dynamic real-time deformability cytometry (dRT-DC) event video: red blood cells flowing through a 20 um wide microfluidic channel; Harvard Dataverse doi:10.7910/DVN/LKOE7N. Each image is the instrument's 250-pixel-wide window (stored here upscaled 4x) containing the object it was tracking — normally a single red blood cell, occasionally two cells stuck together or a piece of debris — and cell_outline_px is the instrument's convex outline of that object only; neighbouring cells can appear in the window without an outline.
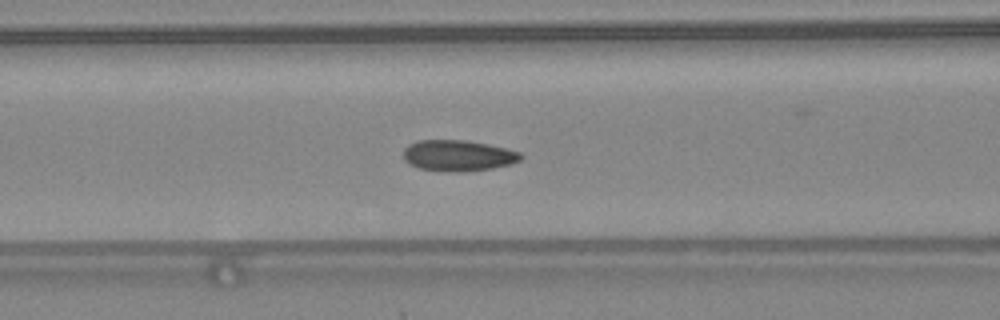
{"species": "common noctule bat (a hibernating species)", "species_latin": "Nyctalus noctula", "temperature_condition": "warm", "stored_images_in_passage": 49, "camera_frame_rate_fps": 3000, "um_per_image_px": 0.085, "animal": {"sex": "female", "body_mass_g": 24.6, "forearm_length_mm": 56.2}, "frame": {"image": 1, "passage_image": 21, "time_ms": 6.667, "image_size_px": [1000, 320], "cell_outline_px": [[524, 156], [520, 160], [512, 164], [492, 168], [460, 172], [452, 172], [420, 168], [404, 160], [404, 148], [408, 144], [416, 140], [464, 140], [488, 144], [520, 152]], "centroid_in_image_um": [38.95, 13.21], "position_along_channel_um": 127.7, "area_um2": 21.15}}
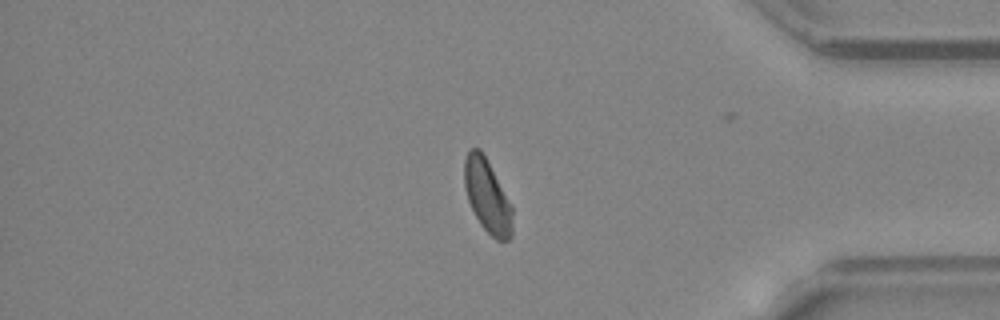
{"frame": {"image": 2, "passage_image": 41, "time_ms": 13.333, "image_size_px": [1000, 320], "cell_outline_px": [[512, 236], [508, 240], [496, 240], [480, 224], [468, 200], [464, 184], [464, 160], [468, 152], [472, 148], [480, 148], [512, 208]], "centroid_in_image_um": [41.4, 16.69], "position_along_channel_um": 393.8, "area_um2": 19.88}}
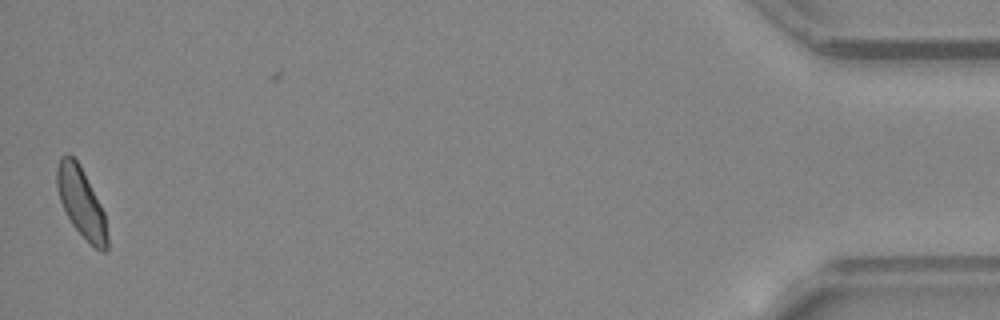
{"frame": {"image": 3, "passage_image": 48, "time_ms": 15.667, "image_size_px": [1000, 320], "cell_outline_px": [[108, 248], [104, 252], [100, 252], [72, 224], [60, 200], [56, 184], [56, 168], [60, 156], [68, 152], [80, 164], [104, 212], [108, 236]], "centroid_in_image_um": [6.9, 17.17], "position_along_channel_um": 428.3, "area_um2": 20.23}, "authors_computed_cell_mechanics": {"area_um2": 20.808, "velocity_mm_per_s": 4.3747, "shape_relaxation_time_tau1_ms": 9.7271, "shape_relaxation_time_tau2_ms": 1.4083, "deformation_change_tau1": 0.1774, "deformation_change_tau2": 0.0534}}